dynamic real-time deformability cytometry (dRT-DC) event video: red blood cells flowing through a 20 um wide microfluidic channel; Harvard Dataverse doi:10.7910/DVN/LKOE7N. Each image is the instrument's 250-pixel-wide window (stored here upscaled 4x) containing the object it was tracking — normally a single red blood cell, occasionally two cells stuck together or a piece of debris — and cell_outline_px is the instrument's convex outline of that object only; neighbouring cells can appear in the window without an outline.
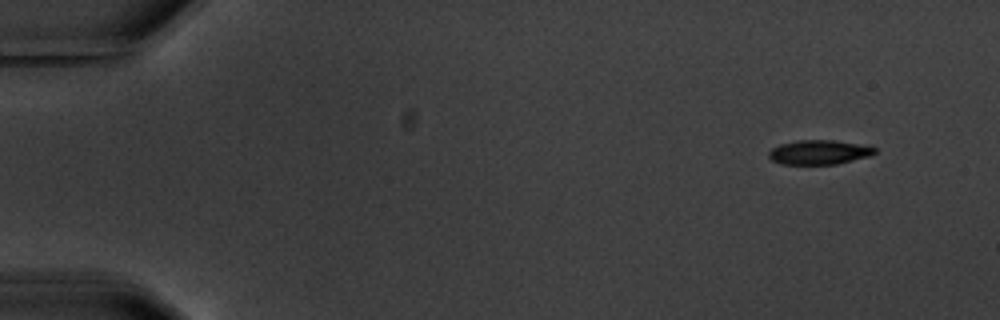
{"species": "common noctule bat (a hibernating species)", "species_latin": "Nyctalus noctula", "temperature_condition": "warm", "stored_images_in_passage": 5, "camera_frame_rate_fps": 3000, "um_per_image_px": 0.085, "animal": {"sex": "male", "body_mass_g": 20.1, "forearm_length_mm": 53.5}, "frame": {"image": 1, "passage_image": 1, "time_ms": 0.0, "image_size_px": [1000, 320], "cell_outline_px": [[876, 152], [868, 156], [836, 164], [780, 164], [772, 160], [768, 156], [768, 152], [772, 148], [780, 144], [796, 140], [832, 140], [856, 144], [876, 148]], "centroid_in_image_um": [69.55, 12.94], "position_along_channel_um": 15.4, "area_um2": 14.85}}
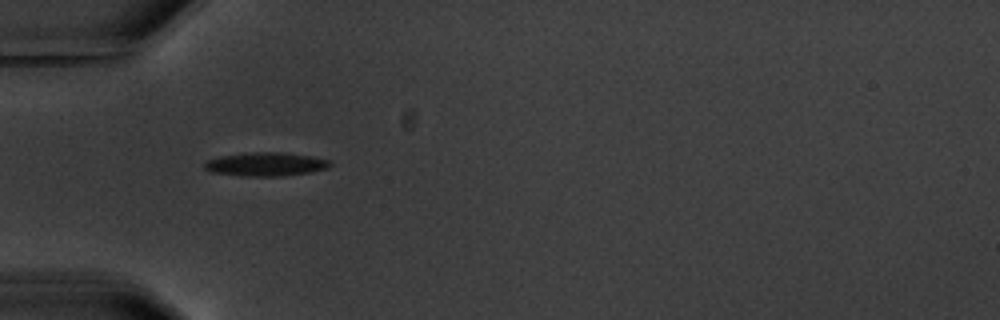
{"frame": {"image": 2, "passage_image": 4, "time_ms": 4.667, "image_size_px": [1000, 320], "cell_outline_px": [[332, 164], [328, 168], [312, 172], [284, 176], [240, 176], [212, 172], [204, 168], [204, 164], [208, 160], [220, 156], [252, 152], [284, 152], [312, 156], [332, 160]], "centroid_in_image_um": [22.65, 13.96], "position_along_channel_um": 62.4, "area_um2": 17.51}}
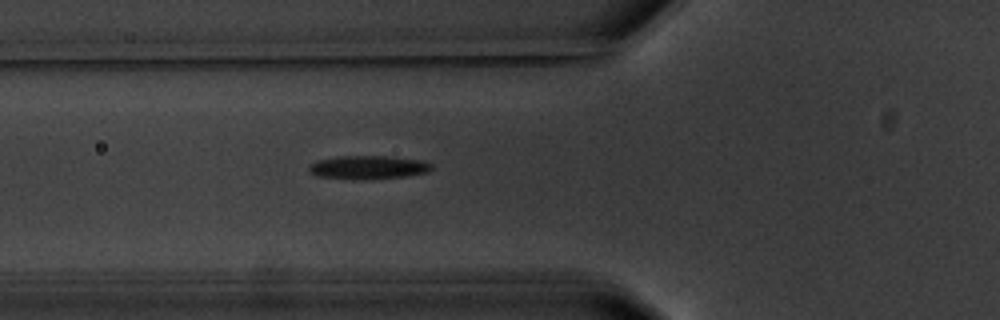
{"frame": {"image": 3, "passage_image": 5, "time_ms": 5.667, "image_size_px": [1000, 320], "cell_outline_px": [[432, 168], [428, 172], [408, 176], [352, 180], [316, 176], [308, 172], [308, 168], [316, 160], [340, 156], [384, 156], [424, 160], [432, 164]], "centroid_in_image_um": [31.28, 14.23], "position_along_channel_um": 94.5, "area_um2": 16.94}}